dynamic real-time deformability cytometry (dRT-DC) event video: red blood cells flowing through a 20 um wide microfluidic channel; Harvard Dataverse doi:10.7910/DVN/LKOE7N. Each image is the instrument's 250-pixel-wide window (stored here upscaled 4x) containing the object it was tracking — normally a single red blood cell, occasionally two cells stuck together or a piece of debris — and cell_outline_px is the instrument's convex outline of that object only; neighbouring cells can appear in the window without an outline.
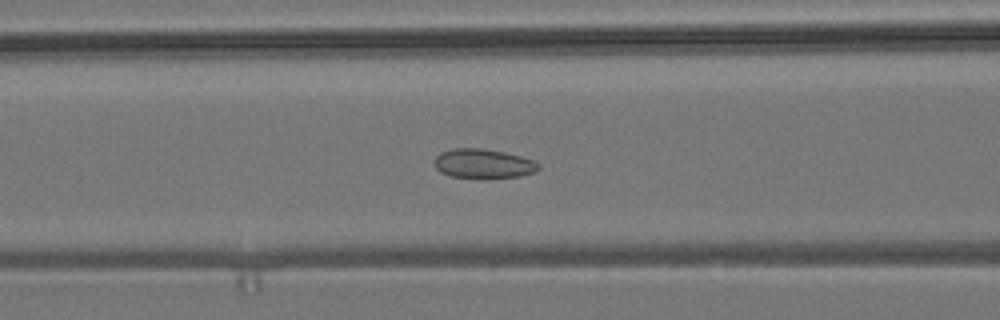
{"species": "common noctule bat (a hibernating species)", "species_latin": "Nyctalus noctula", "temperature_condition": "room temperature", "stored_images_in_passage": 55, "camera_frame_rate_fps": 3000, "um_per_image_px": 0.085, "animal": {"sex": "male", "body_mass_g": 19.2, "forearm_length_mm": 51.8}, "frame": {"image": 1, "passage_image": 22, "time_ms": 7.0, "image_size_px": [1000, 320], "cell_outline_px": [[540, 168], [536, 172], [520, 176], [480, 180], [448, 176], [440, 172], [432, 164], [436, 156], [440, 152], [452, 148], [480, 148], [504, 152], [520, 156], [532, 160], [540, 164]], "centroid_in_image_um": [41.04, 13.94], "position_along_channel_um": 125.6, "area_um2": 18.5}}
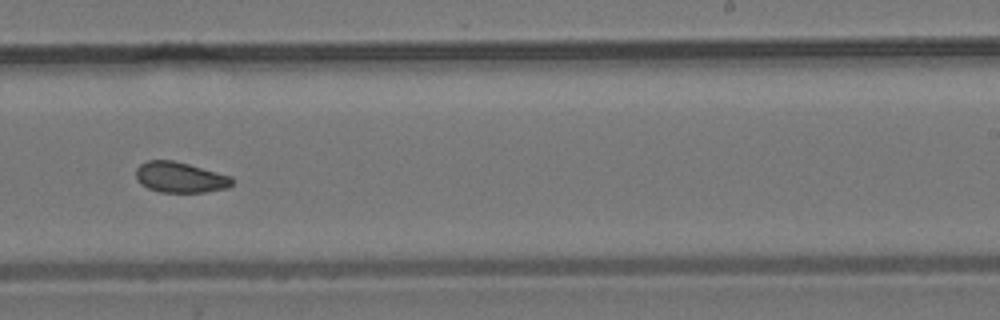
{"frame": {"image": 2, "passage_image": 34, "time_ms": 11.0, "image_size_px": [1000, 320], "cell_outline_px": [[232, 184], [228, 188], [204, 192], [160, 192], [148, 188], [140, 184], [136, 180], [136, 168], [140, 164], [148, 160], [172, 160], [188, 164], [232, 176]], "centroid_in_image_um": [15.29, 15.07], "position_along_channel_um": 273.7, "area_um2": 17.17}}
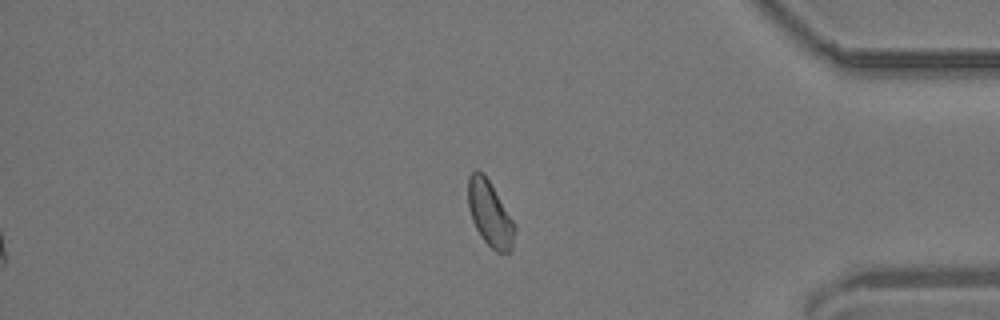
{"frame": {"image": 3, "passage_image": 46, "time_ms": 15.0, "image_size_px": [1000, 320], "cell_outline_px": [[516, 228], [512, 252], [496, 252], [480, 236], [472, 220], [468, 208], [468, 176], [476, 168], [484, 172], [516, 224]], "centroid_in_image_um": [41.65, 18.15], "position_along_channel_um": 393.5, "area_um2": 18.09}, "authors_computed_cell_mechanics": {"area_um2": 17.8602, "velocity_mm_per_s": 3.7196, "shape_relaxation_time_tau1_ms": null, "shape_relaxation_time_tau2_ms": 2.4465, "deformation_change_tau1": null, "deformation_change_tau2": 0.0688}}